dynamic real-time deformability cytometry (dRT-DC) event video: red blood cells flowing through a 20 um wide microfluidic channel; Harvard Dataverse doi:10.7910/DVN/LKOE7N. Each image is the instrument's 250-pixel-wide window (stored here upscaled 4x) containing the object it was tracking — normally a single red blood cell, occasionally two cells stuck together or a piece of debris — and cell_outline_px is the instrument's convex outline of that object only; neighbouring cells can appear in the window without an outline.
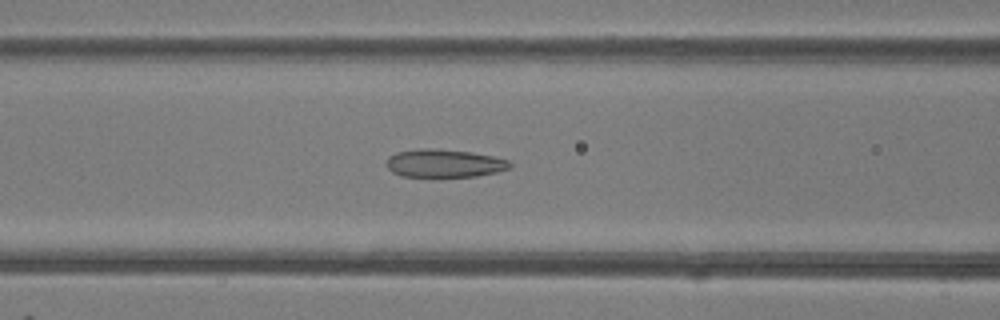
{"species": "common noctule bat (a hibernating species)", "species_latin": "Nyctalus noctula", "temperature_condition": "room temperature", "stored_images_in_passage": 29, "camera_frame_rate_fps": 3000, "um_per_image_px": 0.085, "animal": {"sex": "female"}, "frame": {"image": 1, "passage_image": 8, "time_ms": 2.333, "image_size_px": [1000, 320], "cell_outline_px": [[512, 168], [496, 172], [476, 176], [400, 176], [392, 172], [388, 168], [388, 156], [396, 152], [420, 148], [432, 148], [472, 152], [492, 156], [508, 160], [512, 164]], "centroid_in_image_um": [37.77, 13.87], "position_along_channel_um": 128.8, "area_um2": 20.11}}
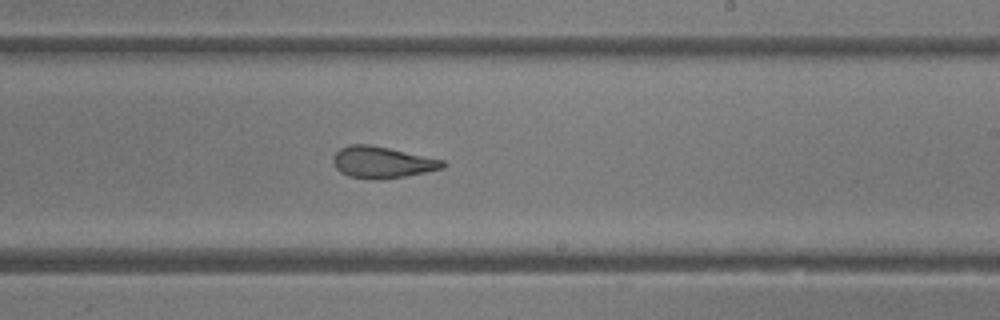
{"frame": {"image": 2, "passage_image": 17, "time_ms": 5.333, "image_size_px": [1000, 320], "cell_outline_px": [[448, 164], [444, 168], [404, 176], [380, 180], [376, 180], [348, 176], [340, 172], [336, 168], [332, 160], [332, 156], [340, 148], [348, 144], [368, 144], [388, 148], [444, 160]], "centroid_in_image_um": [32.46, 13.79], "position_along_channel_um": 256.5, "area_um2": 20.17}}
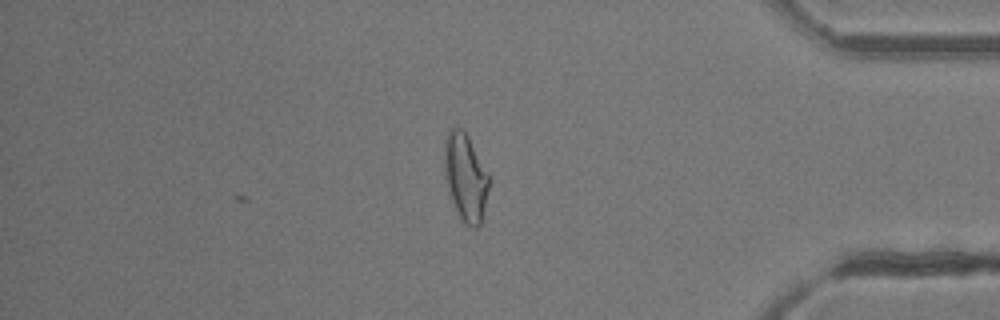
{"frame": {"image": 3, "passage_image": 29, "time_ms": 9.333, "image_size_px": [1000, 320], "cell_outline_px": [[488, 188], [480, 224], [476, 228], [472, 228], [464, 224], [448, 192], [444, 168], [444, 140], [448, 128], [460, 128], [468, 136], [488, 172]], "centroid_in_image_um": [39.54, 15.03], "position_along_channel_um": 395.7, "area_um2": 22.48}, "authors_computed_cell_mechanics": {"area_um2": 20.1722, "velocity_mm_per_s": 4.2573, "shape_relaxation_time_tau1_ms": 11.0829, "shape_relaxation_time_tau2_ms": 1.6055, "deformation_change_tau1": 0.2627, "deformation_change_tau2": 0.0908}}